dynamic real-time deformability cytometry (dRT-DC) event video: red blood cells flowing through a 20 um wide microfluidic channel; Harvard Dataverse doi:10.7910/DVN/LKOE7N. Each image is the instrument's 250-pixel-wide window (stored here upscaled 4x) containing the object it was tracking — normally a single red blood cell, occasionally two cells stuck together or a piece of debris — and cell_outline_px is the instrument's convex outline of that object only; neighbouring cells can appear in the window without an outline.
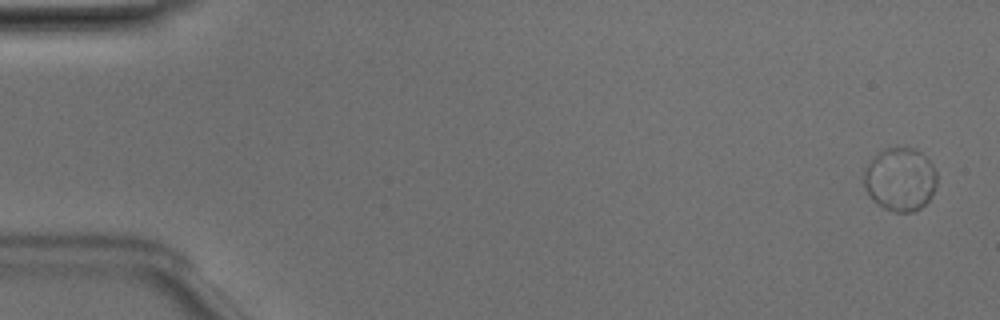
{"species": "Egyptian fruit bat (a non-hibernating species)", "species_latin": "Rousettus aegyptiacus", "temperature_condition": "room temperature", "stored_images_in_passage": 5, "camera_frame_rate_fps": 3000, "um_per_image_px": 0.085, "animal": {"sex": "male"}, "frame": {"image": 1, "passage_image": 1, "time_ms": 0.0, "image_size_px": [1000, 320], "cell_outline_px": [[936, 184], [932, 196], [920, 208], [912, 212], [896, 212], [884, 208], [872, 200], [868, 196], [864, 188], [864, 168], [872, 156], [888, 148], [912, 148], [920, 152], [932, 164], [936, 172]], "centroid_in_image_um": [76.48, 15.25], "position_along_channel_um": 8.5, "area_um2": 26.99}}